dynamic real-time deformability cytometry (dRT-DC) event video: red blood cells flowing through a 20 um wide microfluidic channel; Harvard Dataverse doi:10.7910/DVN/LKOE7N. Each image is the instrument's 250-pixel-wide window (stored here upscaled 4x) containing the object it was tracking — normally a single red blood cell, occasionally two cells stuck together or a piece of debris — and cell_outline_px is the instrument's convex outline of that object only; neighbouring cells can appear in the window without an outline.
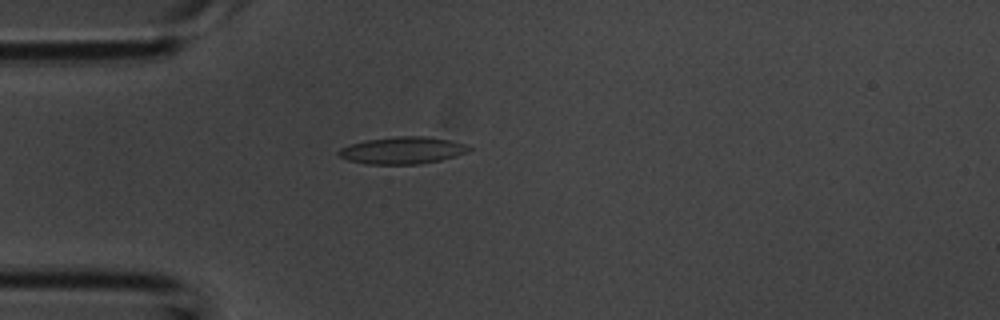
{"species": "common noctule bat (a hibernating species)", "species_latin": "Nyctalus noctula", "temperature_condition": "room temperature", "stored_images_in_passage": 38, "camera_frame_rate_fps": 3000, "um_per_image_px": 0.085, "animal": {"sex": "male", "body_mass_g": 20.1, "forearm_length_mm": 53.5}, "frame": {"image": 1, "passage_image": 7, "time_ms": 2.0, "image_size_px": [1000, 320], "cell_outline_px": [[472, 148], [468, 152], [456, 156], [440, 160], [420, 164], [364, 164], [348, 160], [340, 156], [336, 152], [340, 148], [364, 140], [396, 136], [428, 136], [468, 144]], "centroid_in_image_um": [34.23, 12.78], "position_along_channel_um": 50.8, "area_um2": 20.69}}
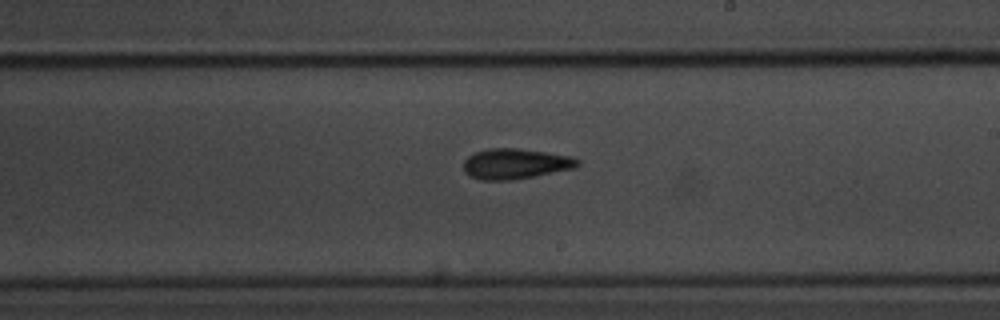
{"frame": {"image": 2, "passage_image": 20, "time_ms": 6.333, "image_size_px": [1000, 320], "cell_outline_px": [[580, 164], [576, 168], [512, 180], [480, 180], [468, 176], [464, 172], [464, 160], [468, 156], [476, 152], [488, 148], [516, 148], [572, 156], [580, 160]], "centroid_in_image_um": [43.8, 13.92], "position_along_channel_um": 245.2, "area_um2": 20.29}}
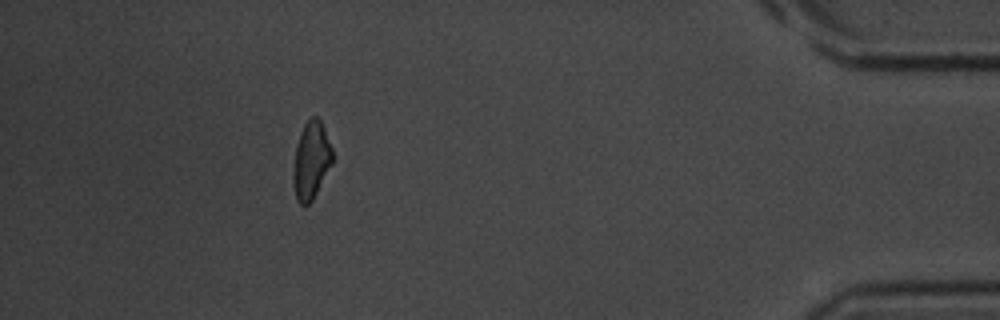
{"frame": {"image": 3, "passage_image": 34, "time_ms": 11.0, "image_size_px": [1000, 320], "cell_outline_px": [[332, 164], [312, 200], [308, 204], [300, 204], [296, 200], [292, 180], [292, 176], [296, 144], [300, 132], [304, 124], [312, 116], [316, 116], [320, 120], [324, 128], [332, 148]], "centroid_in_image_um": [26.43, 13.63], "position_along_channel_um": 408.8, "area_um2": 17.69}}